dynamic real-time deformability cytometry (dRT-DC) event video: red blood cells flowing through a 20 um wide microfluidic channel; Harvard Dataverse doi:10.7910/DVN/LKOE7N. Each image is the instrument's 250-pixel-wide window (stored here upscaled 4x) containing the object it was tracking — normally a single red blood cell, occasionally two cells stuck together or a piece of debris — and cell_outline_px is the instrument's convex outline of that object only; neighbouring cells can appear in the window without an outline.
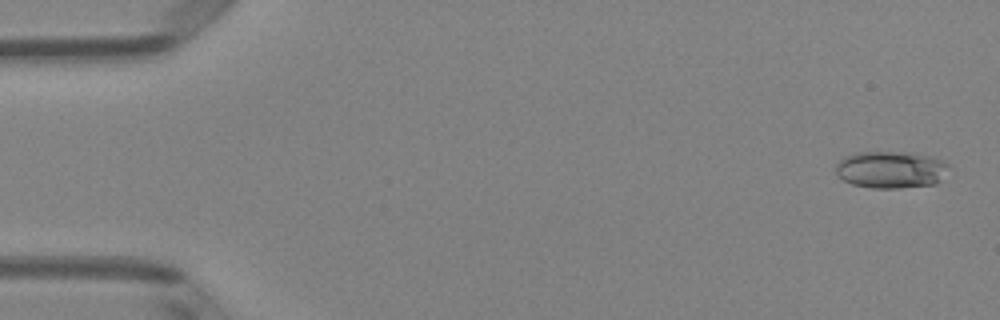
{"species": "Egyptian fruit bat (a non-hibernating species)", "species_latin": "Rousettus aegyptiacus", "temperature_condition": "room temperature", "stored_images_in_passage": 50, "camera_frame_rate_fps": 3000, "um_per_image_px": 0.085, "animal": {"sex": "female"}, "frame": {"image": 1, "passage_image": 1, "time_ms": 0.0, "image_size_px": [1000, 320], "cell_outline_px": [[948, 168], [940, 180], [936, 184], [900, 188], [872, 188], [852, 184], [844, 180], [836, 172], [836, 164], [844, 156], [856, 152], [912, 152], [944, 160], [948, 164]], "centroid_in_image_um": [75.72, 14.41], "position_along_channel_um": 9.3, "area_um2": 24.45}}
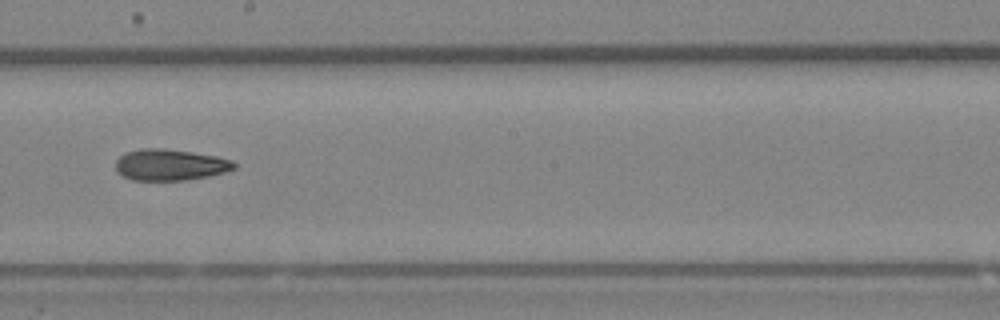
{"frame": {"image": 2, "passage_image": 28, "time_ms": 9.0, "image_size_px": [1000, 320], "cell_outline_px": [[236, 168], [224, 172], [208, 176], [184, 180], [132, 180], [116, 172], [116, 160], [124, 152], [140, 148], [160, 148], [192, 152], [216, 156], [232, 160], [236, 164]], "centroid_in_image_um": [14.43, 14.0], "position_along_channel_um": 233.8, "area_um2": 21.62}}
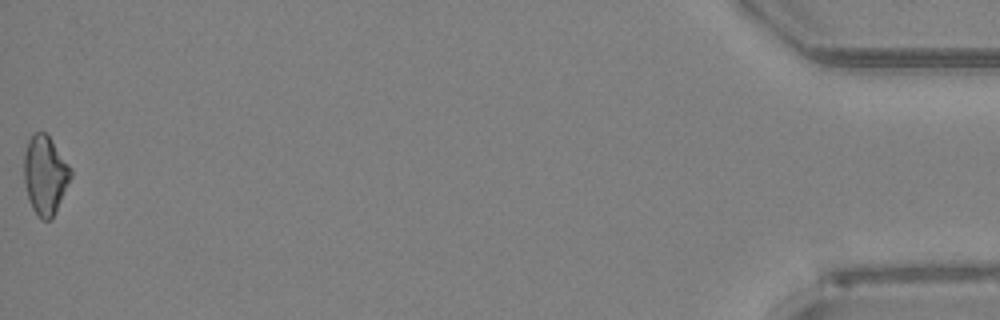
{"frame": {"image": 3, "passage_image": 50, "time_ms": 16.333, "image_size_px": [1000, 320], "cell_outline_px": [[72, 176], [52, 220], [40, 220], [36, 216], [28, 200], [24, 180], [24, 152], [28, 140], [36, 132], [44, 132], [48, 136], [72, 168]], "centroid_in_image_um": [3.83, 14.93], "position_along_channel_um": 431.4, "area_um2": 21.56}, "authors_computed_cell_mechanics": {"area_um2": 21.7039, "velocity_mm_per_s": 4.0202, "shape_relaxation_time_tau1_ms": 4.2926, "shape_relaxation_time_tau2_ms": 9.9434, "deformation_change_tau1": 0.1195, "deformation_change_tau2": 0.2033}}